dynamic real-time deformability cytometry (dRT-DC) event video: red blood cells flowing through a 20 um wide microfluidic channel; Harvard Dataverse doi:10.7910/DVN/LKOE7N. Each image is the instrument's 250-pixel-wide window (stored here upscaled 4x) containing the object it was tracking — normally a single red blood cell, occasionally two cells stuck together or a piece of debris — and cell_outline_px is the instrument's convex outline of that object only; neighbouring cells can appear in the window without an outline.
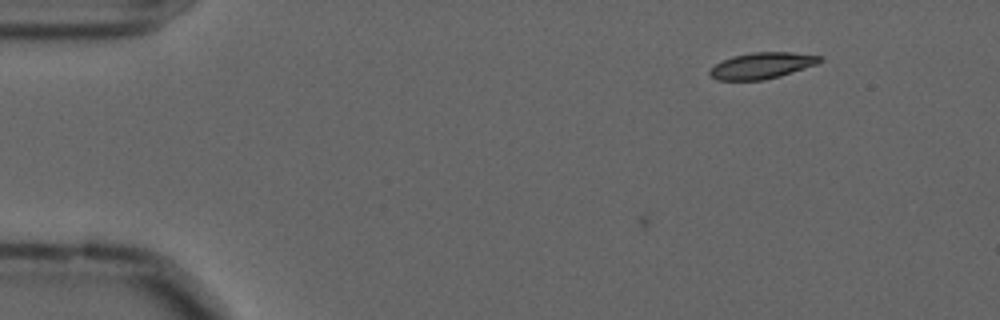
{"species": "common noctule bat (a hibernating species)", "species_latin": "Nyctalus noctula", "temperature_condition": "cold", "stored_images_in_passage": 7, "camera_frame_rate_fps": 3000, "um_per_image_px": 0.085, "animal": {"sex": "male", "forearm_length_mm": 52.5}, "frame": {"image": 1, "passage_image": 7, "time_ms": 2.0, "image_size_px": [1000, 320], "cell_outline_px": [[824, 60], [816, 64], [780, 76], [764, 80], [716, 80], [708, 72], [716, 64], [732, 56], [752, 52], [792, 52], [820, 56]], "centroid_in_image_um": [64.76, 5.57], "position_along_channel_um": 20.2, "area_um2": 16.65}}